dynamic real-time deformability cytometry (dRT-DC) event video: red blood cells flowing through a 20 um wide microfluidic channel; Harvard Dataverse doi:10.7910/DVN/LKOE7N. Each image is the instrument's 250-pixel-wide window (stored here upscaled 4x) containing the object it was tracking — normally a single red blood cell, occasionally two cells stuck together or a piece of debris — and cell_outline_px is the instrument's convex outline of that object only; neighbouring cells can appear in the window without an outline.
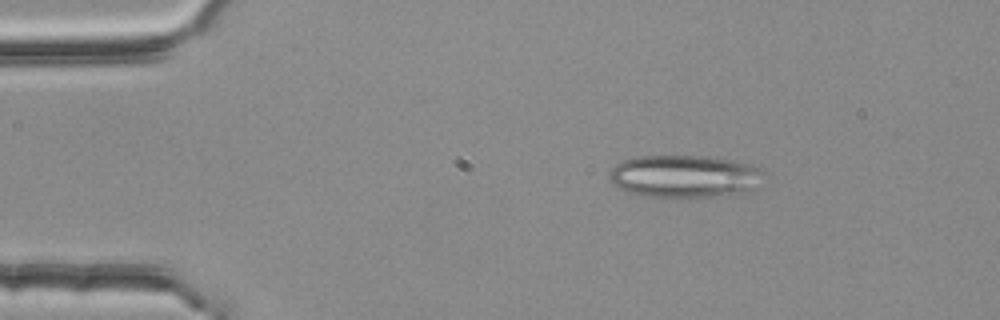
{"species": "common noctule bat (a hibernating species)", "species_latin": "Nyctalus noctula", "temperature_condition": "room temperature", "stored_images_in_passage": 2, "camera_frame_rate_fps": 3000, "um_per_image_px": 0.085, "animal": {"sex": "female", "body_mass_g": 25.1}, "frame": {"image": 1, "passage_image": 1, "time_ms": 0.0, "image_size_px": [1000, 320], "cell_outline_px": [[760, 168], [752, 188], [748, 192], [708, 196], [640, 196], [628, 192], [612, 184], [608, 176], [612, 168], [616, 164], [624, 160], [640, 156], [704, 156], [732, 160], [752, 164]], "centroid_in_image_um": [58.07, 14.97], "position_along_channel_um": 26.9, "area_um2": 37.4}}